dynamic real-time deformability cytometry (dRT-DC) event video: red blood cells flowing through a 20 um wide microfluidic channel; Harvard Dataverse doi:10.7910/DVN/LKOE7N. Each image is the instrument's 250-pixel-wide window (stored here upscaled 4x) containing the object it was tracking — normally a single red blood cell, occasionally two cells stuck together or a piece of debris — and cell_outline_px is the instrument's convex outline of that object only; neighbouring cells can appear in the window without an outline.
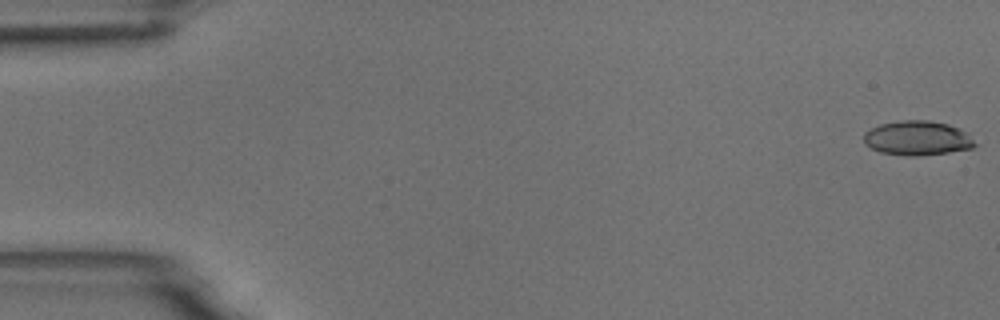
{"species": "common noctule bat (a hibernating species)", "species_latin": "Nyctalus noctula", "temperature_condition": "room temperature", "stored_images_in_passage": 55, "camera_frame_rate_fps": 3000, "um_per_image_px": 0.085, "animal": {"sex": "male", "body_mass_g": 18.8}, "frame": {"image": 1, "passage_image": 1, "time_ms": 0.0, "image_size_px": [1000, 320], "cell_outline_px": [[976, 144], [972, 148], [948, 152], [916, 156], [908, 156], [880, 152], [864, 144], [864, 132], [880, 124], [900, 120], [928, 120], [948, 124], [960, 128], [968, 132]], "centroid_in_image_um": [77.98, 11.73], "position_along_channel_um": 7.0, "area_um2": 22.37}}
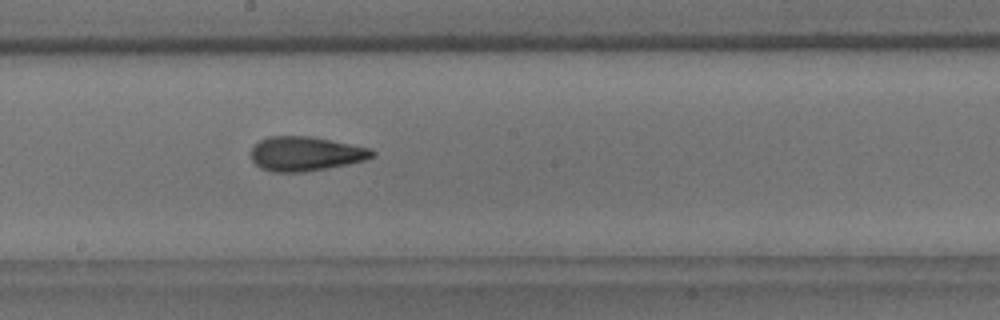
{"frame": {"image": 2, "passage_image": 30, "time_ms": 9.667, "image_size_px": [1000, 320], "cell_outline_px": [[376, 156], [364, 160], [348, 164], [328, 168], [304, 172], [272, 172], [260, 168], [252, 160], [252, 148], [260, 140], [268, 136], [312, 136], [372, 148], [376, 152]], "centroid_in_image_um": [26.01, 13.07], "position_along_channel_um": 222.2, "area_um2": 24.45}}
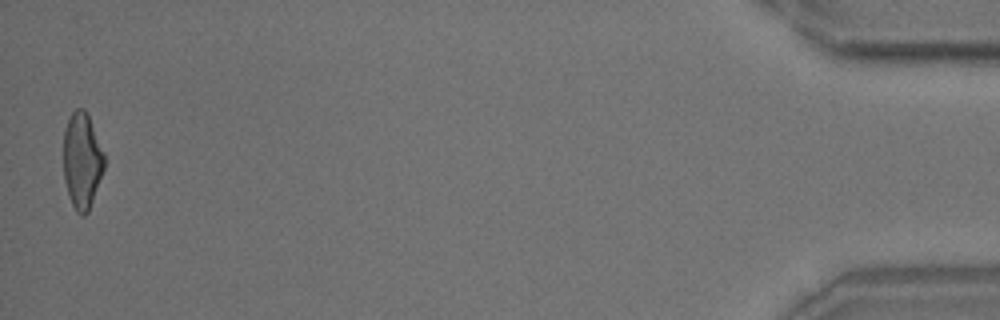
{"frame": {"image": 3, "passage_image": 54, "time_ms": 17.667, "image_size_px": [1000, 320], "cell_outline_px": [[104, 168], [88, 212], [84, 216], [80, 216], [76, 212], [68, 196], [64, 180], [64, 128], [68, 116], [76, 108], [84, 108], [88, 116], [104, 152]], "centroid_in_image_um": [6.95, 13.65], "position_along_channel_um": 428.2, "area_um2": 22.83}, "authors_computed_cell_mechanics": {"area_um2": 23.4668, "velocity_mm_per_s": 3.7278, "shape_relaxation_time_tau1_ms": 7.4444, "shape_relaxation_time_tau2_ms": 2.346, "deformation_change_tau1": 0.2024, "deformation_change_tau2": 0.1141}}